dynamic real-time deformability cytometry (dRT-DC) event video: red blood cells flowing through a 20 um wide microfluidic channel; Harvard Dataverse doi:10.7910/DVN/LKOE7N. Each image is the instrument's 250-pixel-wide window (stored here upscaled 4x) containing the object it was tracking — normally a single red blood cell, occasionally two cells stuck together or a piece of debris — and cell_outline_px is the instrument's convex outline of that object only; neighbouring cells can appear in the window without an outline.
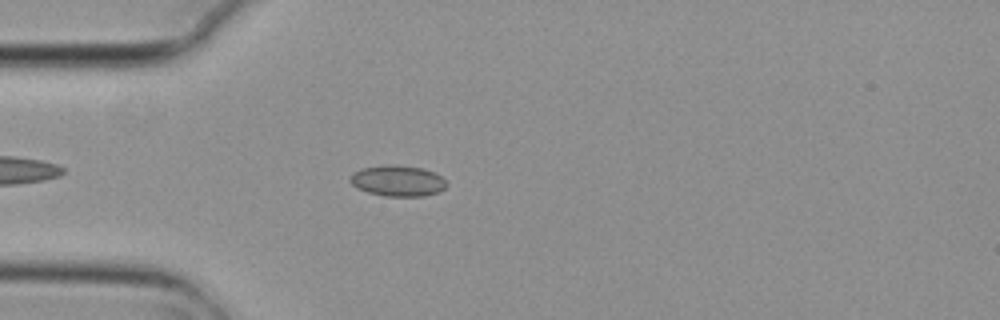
{"species": "common noctule bat (a hibernating species)", "species_latin": "Nyctalus noctula", "temperature_condition": "cold", "stored_images_in_passage": 5, "camera_frame_rate_fps": 3000, "um_per_image_px": 0.085, "animal": {"sex": "female", "body_mass_g": 29.2, "forearm_length_mm": 56.3}, "frame": {"image": 1, "passage_image": 5, "time_ms": 1.333, "image_size_px": [1000, 320], "cell_outline_px": [[448, 184], [440, 192], [424, 196], [384, 196], [368, 192], [356, 188], [348, 180], [348, 176], [352, 172], [360, 168], [392, 164], [424, 168], [440, 176]], "centroid_in_image_um": [33.76, 15.37], "position_along_channel_um": 51.2, "area_um2": 17.57}}